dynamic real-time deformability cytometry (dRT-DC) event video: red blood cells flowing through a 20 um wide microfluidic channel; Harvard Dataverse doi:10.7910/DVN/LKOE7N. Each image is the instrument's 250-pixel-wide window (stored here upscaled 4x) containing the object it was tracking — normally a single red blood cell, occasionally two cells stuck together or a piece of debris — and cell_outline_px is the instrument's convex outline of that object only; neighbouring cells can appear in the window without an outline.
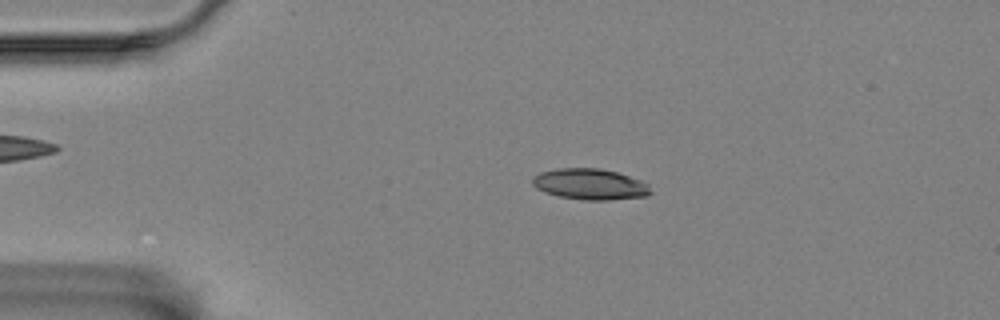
{"species": "Egyptian fruit bat (a non-hibernating species)", "species_latin": "Rousettus aegyptiacus", "temperature_condition": "room temperature", "stored_images_in_passage": 8, "camera_frame_rate_fps": 3000, "um_per_image_px": 0.085, "animal": {"sex": "female"}, "frame": {"image": 1, "passage_image": 3, "time_ms": 0.667, "image_size_px": [1000, 320], "cell_outline_px": [[652, 192], [648, 196], [608, 200], [584, 200], [560, 196], [544, 192], [536, 188], [532, 184], [532, 176], [540, 172], [560, 168], [600, 168], [616, 172], [640, 180], [648, 184]], "centroid_in_image_um": [50.14, 15.66], "position_along_channel_um": 34.9, "area_um2": 21.33}}